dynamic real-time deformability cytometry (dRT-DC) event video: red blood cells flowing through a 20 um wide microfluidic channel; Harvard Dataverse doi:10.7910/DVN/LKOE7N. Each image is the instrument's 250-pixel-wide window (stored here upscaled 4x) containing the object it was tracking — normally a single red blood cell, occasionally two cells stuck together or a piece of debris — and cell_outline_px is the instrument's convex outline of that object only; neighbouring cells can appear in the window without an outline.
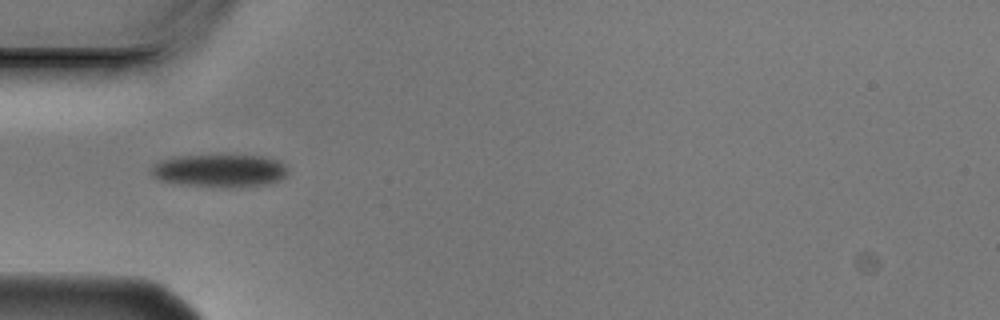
{"species": "Egyptian fruit bat (a non-hibernating species)", "species_latin": "Rousettus aegyptiacus", "temperature_condition": "cold", "stored_images_in_passage": 6, "camera_frame_rate_fps": 3000, "um_per_image_px": 0.085, "animal": {"sex": "male"}, "frame": {"image": 1, "passage_image": 3, "time_ms": 0.667, "image_size_px": [1000, 320], "cell_outline_px": [[288, 176], [280, 180], [268, 184], [228, 188], [180, 184], [160, 180], [152, 176], [148, 172], [152, 164], [160, 160], [172, 156], [264, 156], [280, 160], [288, 168]], "centroid_in_image_um": [18.67, 14.51], "position_along_channel_um": 66.3, "area_um2": 26.59}}
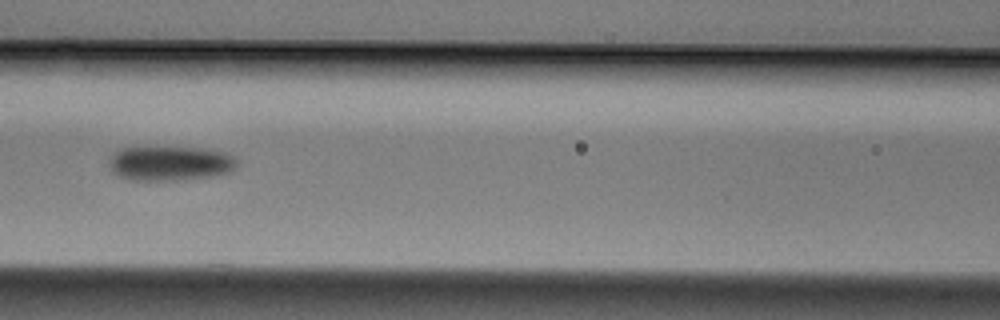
{"frame": {"image": 2, "passage_image": 5, "time_ms": 1.333, "image_size_px": [1000, 320], "cell_outline_px": [[240, 164], [232, 172], [216, 176], [184, 180], [128, 180], [116, 176], [112, 172], [108, 164], [108, 156], [112, 152], [120, 148], [208, 148], [228, 152], [236, 156]], "centroid_in_image_um": [14.51, 13.89], "position_along_channel_um": 152.1, "area_um2": 26.7}}
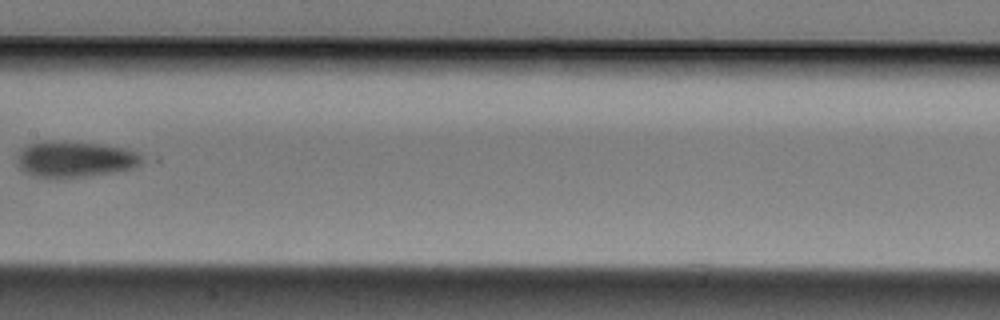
{"frame": {"image": 3, "passage_image": 6, "time_ms": 1.667, "image_size_px": [1000, 320], "cell_outline_px": [[144, 160], [140, 164], [132, 168], [112, 172], [84, 176], [36, 176], [20, 168], [16, 156], [16, 152], [24, 144], [40, 140], [68, 140], [100, 144], [128, 148], [144, 156]], "centroid_in_image_um": [6.35, 13.46], "position_along_channel_um": 201.1, "area_um2": 26.41}}